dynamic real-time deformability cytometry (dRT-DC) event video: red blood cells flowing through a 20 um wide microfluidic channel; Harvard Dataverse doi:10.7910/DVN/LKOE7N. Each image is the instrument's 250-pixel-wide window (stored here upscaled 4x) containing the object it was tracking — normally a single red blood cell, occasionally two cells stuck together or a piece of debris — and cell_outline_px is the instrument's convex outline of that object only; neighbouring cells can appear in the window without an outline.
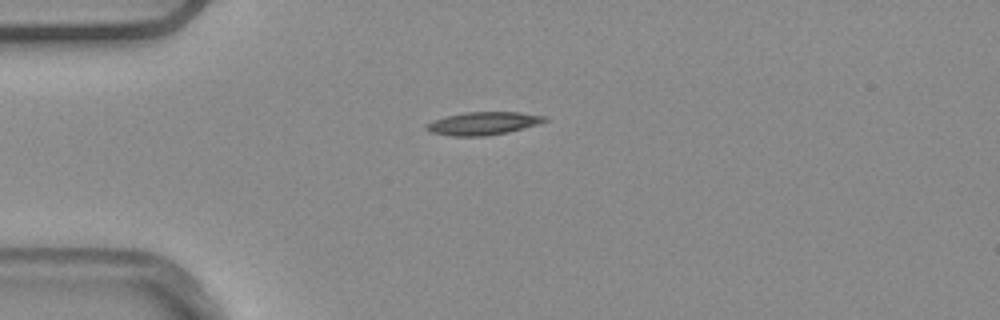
{"species": "common noctule bat (a hibernating species)", "species_latin": "Nyctalus noctula", "temperature_condition": "warm", "stored_images_in_passage": 4, "camera_frame_rate_fps": 3000, "um_per_image_px": 0.085, "animal": {"sex": "male", "body_mass_g": 20.4}, "frame": {"image": 1, "passage_image": 3, "time_ms": 0.667, "image_size_px": [1000, 320], "cell_outline_px": [[548, 120], [540, 124], [508, 132], [484, 136], [452, 136], [428, 132], [424, 128], [424, 124], [432, 120], [464, 112], [520, 112], [548, 116]], "centroid_in_image_um": [41.06, 10.49], "position_along_channel_um": 43.9, "area_um2": 16.07}}